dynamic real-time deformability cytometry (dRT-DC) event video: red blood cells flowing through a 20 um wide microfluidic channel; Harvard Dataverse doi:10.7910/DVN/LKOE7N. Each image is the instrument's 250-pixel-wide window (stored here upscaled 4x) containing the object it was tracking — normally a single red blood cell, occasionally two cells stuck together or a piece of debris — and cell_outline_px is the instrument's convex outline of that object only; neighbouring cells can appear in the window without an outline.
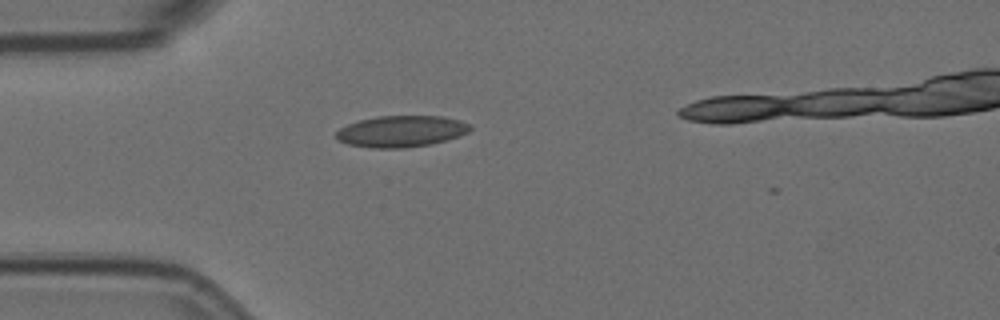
{"species": "Egyptian fruit bat (a non-hibernating species)", "species_latin": "Rousettus aegyptiacus", "temperature_condition": "room temperature", "stored_images_in_passage": 1, "camera_frame_rate_fps": 3000, "um_per_image_px": 0.085, "animal": {"sex": "female"}, "frame": {"image": 1, "passage_image": 1, "time_ms": 0.0, "image_size_px": [1000, 320], "cell_outline_px": [[472, 128], [468, 132], [444, 140], [428, 144], [404, 148], [372, 148], [348, 144], [340, 140], [336, 136], [336, 132], [340, 128], [348, 124], [360, 120], [376, 116], [444, 116], [460, 120], [472, 124]], "centroid_in_image_um": [34.11, 11.15], "position_along_channel_um": 50.9, "area_um2": 24.33}}